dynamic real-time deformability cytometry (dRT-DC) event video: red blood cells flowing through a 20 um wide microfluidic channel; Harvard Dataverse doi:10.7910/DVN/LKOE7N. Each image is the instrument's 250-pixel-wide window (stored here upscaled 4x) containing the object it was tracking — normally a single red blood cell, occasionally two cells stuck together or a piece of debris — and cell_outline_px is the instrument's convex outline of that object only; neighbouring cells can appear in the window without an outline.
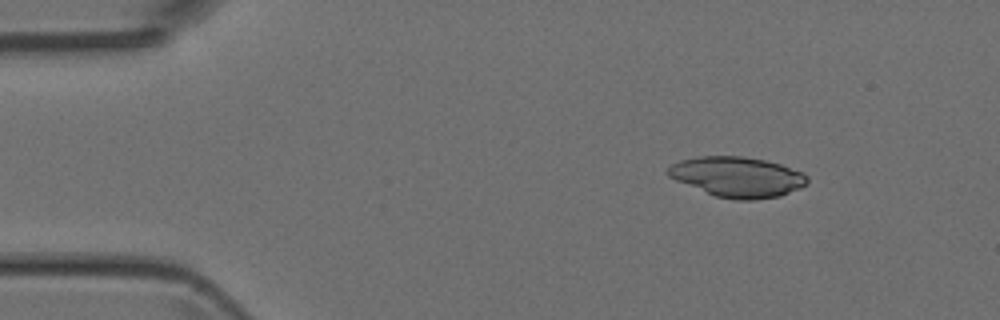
{"species": "Egyptian fruit bat (a non-hibernating species)", "species_latin": "Rousettus aegyptiacus", "temperature_condition": "room temperature", "stored_images_in_passage": 41, "camera_frame_rate_fps": 3000, "um_per_image_px": 0.085, "animal": {"sex": "female"}, "frame": {"image": 1, "passage_image": 1, "time_ms": 0.0, "image_size_px": [1000, 320], "cell_outline_px": [[808, 184], [800, 188], [780, 196], [756, 200], [736, 200], [716, 196], [676, 180], [668, 176], [664, 172], [672, 164], [680, 160], [700, 156], [744, 156], [764, 160], [780, 164], [804, 172], [808, 176]], "centroid_in_image_um": [62.7, 15.03], "position_along_channel_um": 22.3, "area_um2": 32.77}}